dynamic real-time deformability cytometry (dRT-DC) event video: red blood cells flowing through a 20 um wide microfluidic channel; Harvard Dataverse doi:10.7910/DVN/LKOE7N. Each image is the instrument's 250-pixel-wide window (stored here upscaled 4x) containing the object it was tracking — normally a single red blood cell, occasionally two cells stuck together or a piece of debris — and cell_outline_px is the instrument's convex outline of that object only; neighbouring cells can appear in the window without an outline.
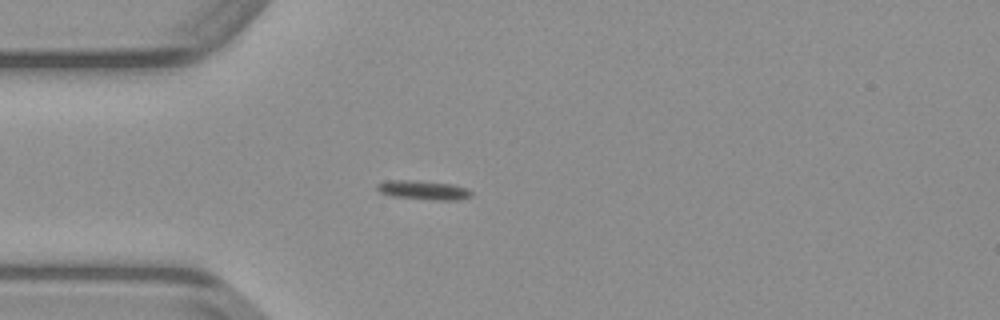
{"species": "common noctule bat (a hibernating species)", "species_latin": "Nyctalus noctula", "temperature_condition": "warm", "stored_images_in_passage": 50, "camera_frame_rate_fps": 3000, "um_per_image_px": 0.085, "animal": {"sex": "male", "body_mass_g": 23.1, "forearm_length_mm": 52.7}, "frame": {"image": 1, "passage_image": 14, "time_ms": 4.333, "image_size_px": [1000, 320], "cell_outline_px": [[472, 196], [460, 200], [436, 200], [392, 196], [380, 192], [376, 188], [376, 184], [388, 180], [416, 180], [452, 184], [468, 188], [472, 192]], "centroid_in_image_um": [36.02, 16.15], "position_along_channel_um": 49.0, "area_um2": 10.58}}
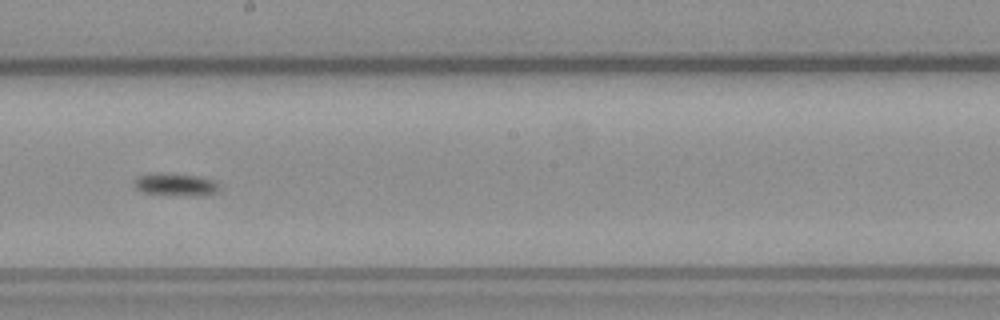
{"frame": {"image": 2, "passage_image": 28, "time_ms": 9.0, "image_size_px": [1000, 320], "cell_outline_px": [[220, 192], [208, 196], [192, 196], [140, 192], [136, 188], [132, 180], [136, 176], [152, 172], [168, 172], [196, 176], [216, 180], [220, 184]], "centroid_in_image_um": [14.96, 15.67], "position_along_channel_um": 233.2, "area_um2": 11.85}}